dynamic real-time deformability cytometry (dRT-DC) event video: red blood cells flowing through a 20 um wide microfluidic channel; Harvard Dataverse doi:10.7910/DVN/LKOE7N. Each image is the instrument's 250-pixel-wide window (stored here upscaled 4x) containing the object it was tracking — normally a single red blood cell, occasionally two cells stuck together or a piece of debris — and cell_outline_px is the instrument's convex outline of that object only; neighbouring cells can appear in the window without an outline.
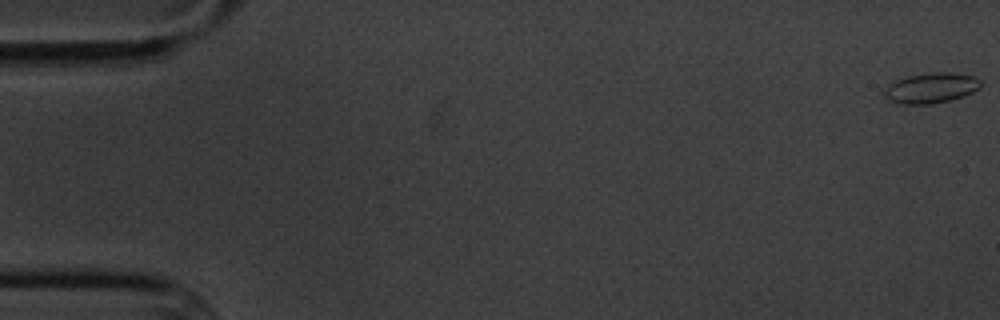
{"species": "common noctule bat (a hibernating species)", "species_latin": "Nyctalus noctula", "temperature_condition": "cold", "stored_images_in_passage": 5, "camera_frame_rate_fps": 3000, "um_per_image_px": 0.085, "animal": {"sex": "male", "body_mass_g": 20.1, "forearm_length_mm": 53.5}, "frame": {"image": 1, "passage_image": 1, "time_ms": 0.0, "image_size_px": [1000, 320], "cell_outline_px": [[980, 88], [964, 96], [952, 100], [932, 104], [900, 104], [888, 100], [884, 96], [884, 88], [888, 84], [896, 80], [908, 76], [932, 72], [948, 72], [976, 76], [980, 80]], "centroid_in_image_um": [79.13, 7.48], "position_along_channel_um": 5.9, "area_um2": 17.22}}